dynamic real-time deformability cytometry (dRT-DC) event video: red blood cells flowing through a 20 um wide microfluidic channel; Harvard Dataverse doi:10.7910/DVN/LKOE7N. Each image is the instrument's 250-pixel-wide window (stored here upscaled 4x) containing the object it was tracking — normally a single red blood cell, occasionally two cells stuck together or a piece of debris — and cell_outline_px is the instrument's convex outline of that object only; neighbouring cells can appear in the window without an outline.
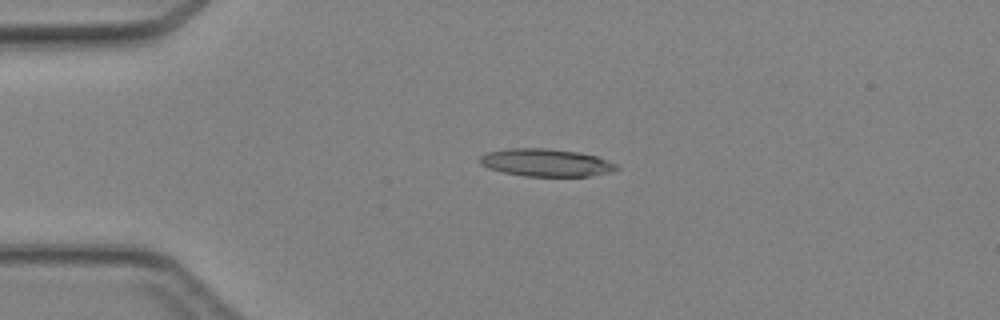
{"species": "Egyptian fruit bat (a non-hibernating species)", "species_latin": "Rousettus aegyptiacus", "temperature_condition": "cold", "stored_images_in_passage": 46, "camera_frame_rate_fps": 3000, "um_per_image_px": 0.085, "animal": {"sex": "female"}, "frame": {"image": 1, "passage_image": 11, "time_ms": 3.333, "image_size_px": [1000, 320], "cell_outline_px": [[620, 168], [612, 172], [588, 176], [524, 176], [504, 172], [488, 168], [480, 164], [476, 160], [480, 156], [488, 152], [508, 148], [548, 148], [580, 152], [596, 156], [616, 164]], "centroid_in_image_um": [46.39, 13.82], "position_along_channel_um": 38.6, "area_um2": 22.14}}
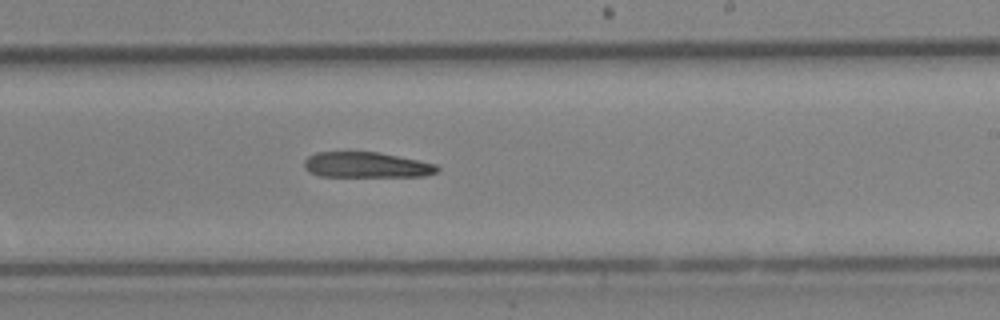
{"frame": {"image": 2, "passage_image": 28, "time_ms": 9.0, "image_size_px": [1000, 320], "cell_outline_px": [[440, 168], [436, 172], [424, 176], [320, 176], [304, 168], [304, 160], [308, 156], [316, 152], [380, 152], [420, 160], [436, 164]], "centroid_in_image_um": [31.16, 14.01], "position_along_channel_um": 257.8, "area_um2": 19.77}}
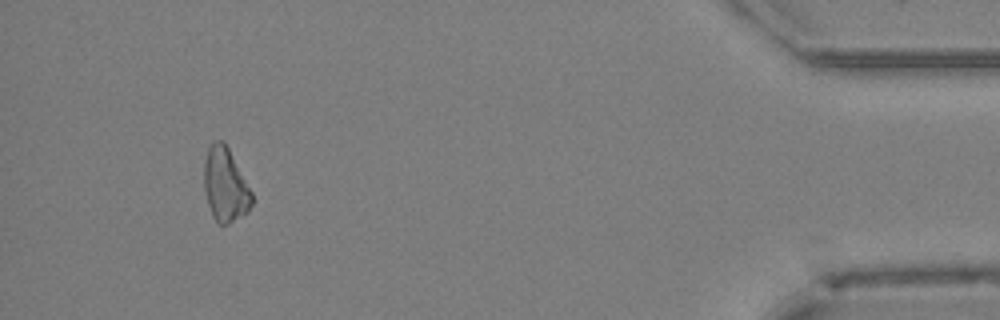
{"frame": {"image": 3, "passage_image": 43, "time_ms": 14.0, "image_size_px": [1000, 320], "cell_outline_px": [[252, 204], [248, 212], [228, 224], [220, 224], [212, 216], [204, 192], [204, 160], [208, 148], [216, 140], [224, 140], [252, 192]], "centroid_in_image_um": [19.14, 15.72], "position_along_channel_um": 416.1, "area_um2": 20.52}}